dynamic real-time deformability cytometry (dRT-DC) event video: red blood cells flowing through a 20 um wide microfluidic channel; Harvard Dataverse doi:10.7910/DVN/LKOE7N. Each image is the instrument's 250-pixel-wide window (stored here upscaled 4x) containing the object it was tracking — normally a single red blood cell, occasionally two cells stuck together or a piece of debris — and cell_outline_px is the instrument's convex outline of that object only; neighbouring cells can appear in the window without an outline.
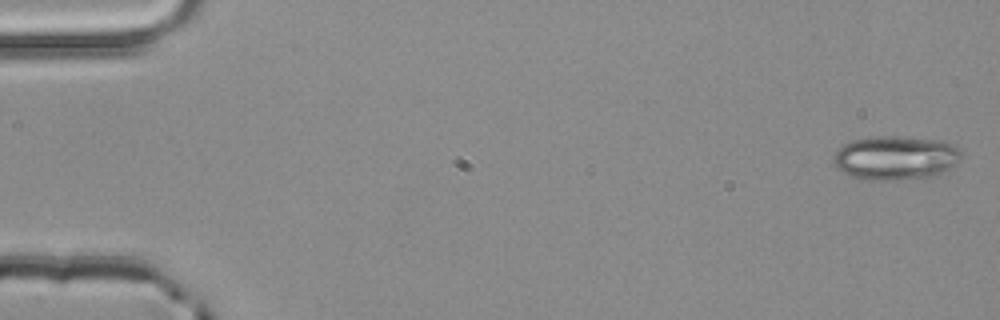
{"species": "common noctule bat (a hibernating species)", "species_latin": "Nyctalus noctula", "temperature_condition": "room temperature", "stored_images_in_passage": 4, "camera_frame_rate_fps": 3000, "um_per_image_px": 0.085, "animal": {"sex": "male", "body_mass_g": 20.4}, "frame": {"image": 1, "passage_image": 1, "time_ms": 0.0, "image_size_px": [1000, 320], "cell_outline_px": [[960, 156], [940, 176], [924, 180], [868, 180], [852, 176], [836, 168], [832, 164], [832, 156], [844, 144], [852, 140], [876, 136], [892, 136], [936, 140], [952, 144], [960, 152]], "centroid_in_image_um": [76.08, 13.45], "position_along_channel_um": 8.9, "area_um2": 32.95}}